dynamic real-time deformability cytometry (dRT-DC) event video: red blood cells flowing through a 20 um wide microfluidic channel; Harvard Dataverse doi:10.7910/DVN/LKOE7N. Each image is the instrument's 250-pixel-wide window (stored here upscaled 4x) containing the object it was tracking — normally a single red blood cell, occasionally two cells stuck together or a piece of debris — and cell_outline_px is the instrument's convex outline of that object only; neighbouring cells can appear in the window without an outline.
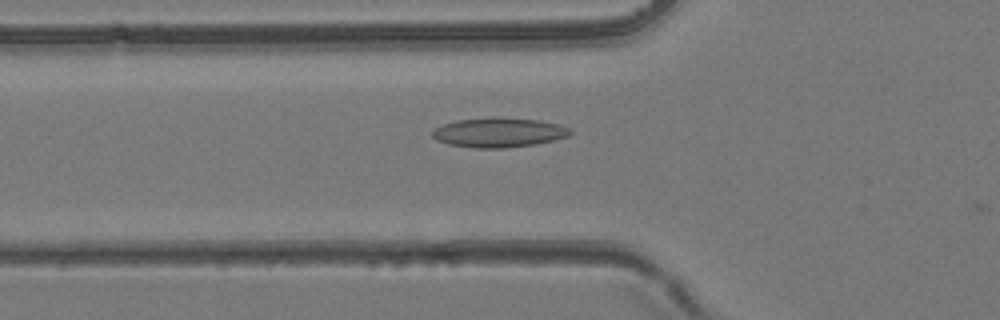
{"species": "common noctule bat (a hibernating species)", "species_latin": "Nyctalus noctula", "temperature_condition": "room temperature", "stored_images_in_passage": 8, "camera_frame_rate_fps": 3000, "um_per_image_px": 0.085, "animal": {"sex": "female", "body_mass_g": 24.6, "forearm_length_mm": 56.2}, "frame": {"image": 1, "passage_image": 6, "time_ms": 1.667, "image_size_px": [1000, 320], "cell_outline_px": [[572, 132], [568, 136], [536, 144], [504, 148], [476, 148], [448, 144], [436, 140], [432, 136], [432, 132], [436, 128], [444, 124], [456, 120], [540, 120], [560, 124], [568, 128]], "centroid_in_image_um": [42.4, 11.31], "position_along_channel_um": 83.4, "area_um2": 22.66}}